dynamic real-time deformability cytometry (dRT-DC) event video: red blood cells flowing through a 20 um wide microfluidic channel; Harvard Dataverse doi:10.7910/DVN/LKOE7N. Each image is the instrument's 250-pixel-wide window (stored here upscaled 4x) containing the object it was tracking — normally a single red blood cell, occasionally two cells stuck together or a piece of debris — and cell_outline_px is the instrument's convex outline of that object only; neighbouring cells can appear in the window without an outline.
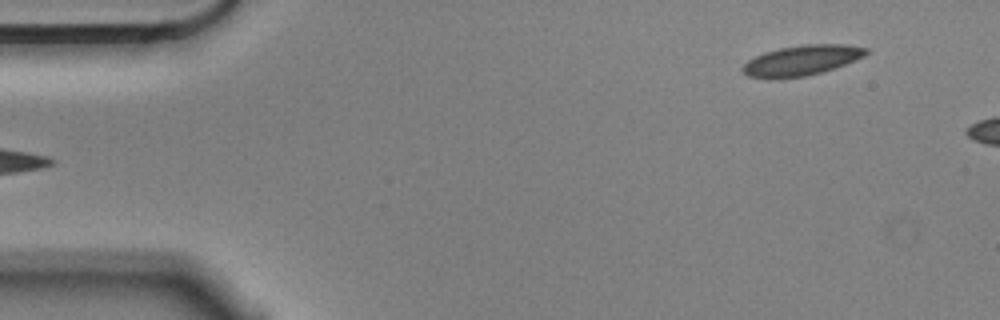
{"species": "Egyptian fruit bat (a non-hibernating species)", "species_latin": "Rousettus aegyptiacus", "temperature_condition": "cold", "stored_images_in_passage": 5, "segment_of_instrument_passage": [2, 2], "camera_frame_rate_fps": 3000, "um_per_image_px": 0.085, "animal": {"sex": "male"}, "frame": {"image": 1, "passage_image": 5, "time_ms": 1.333, "image_size_px": [1000, 320], "cell_outline_px": [[868, 52], [864, 56], [844, 64], [820, 72], [804, 76], [748, 76], [740, 68], [748, 60], [764, 52], [780, 48], [804, 44], [844, 44], [868, 48]], "centroid_in_image_um": [68.18, 5.08], "position_along_channel_um": 16.8, "area_um2": 20.87}}